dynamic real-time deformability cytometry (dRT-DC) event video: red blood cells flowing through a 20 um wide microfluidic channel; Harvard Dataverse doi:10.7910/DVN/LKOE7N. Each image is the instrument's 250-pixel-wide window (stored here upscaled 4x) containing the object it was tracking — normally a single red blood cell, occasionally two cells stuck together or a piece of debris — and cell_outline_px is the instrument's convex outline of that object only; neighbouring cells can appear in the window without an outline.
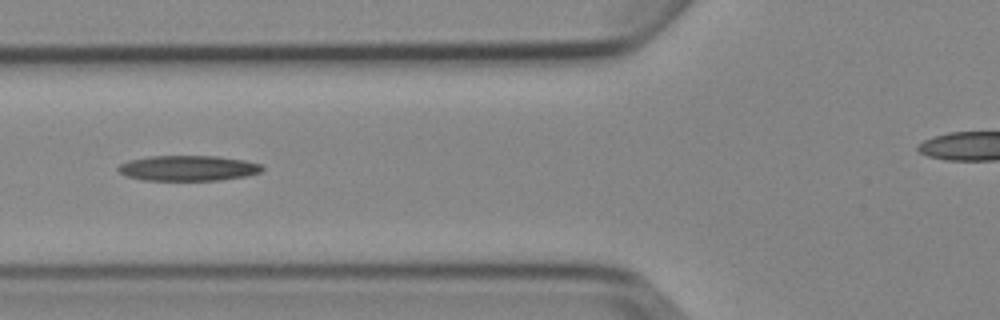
{"species": "Egyptian fruit bat (a non-hibernating species)", "species_latin": "Rousettus aegyptiacus", "temperature_condition": "cold", "stored_images_in_passage": 7, "camera_frame_rate_fps": 3000, "um_per_image_px": 0.085, "animal": {"sex": "female"}, "frame": {"image": 1, "passage_image": 4, "time_ms": 4.667, "image_size_px": [1000, 320], "cell_outline_px": [[264, 168], [260, 172], [248, 176], [220, 180], [140, 180], [128, 176], [120, 172], [116, 168], [120, 164], [128, 160], [152, 156], [216, 156], [244, 160], [260, 164]], "centroid_in_image_um": [15.99, 14.29], "position_along_channel_um": 109.8, "area_um2": 21.27}}
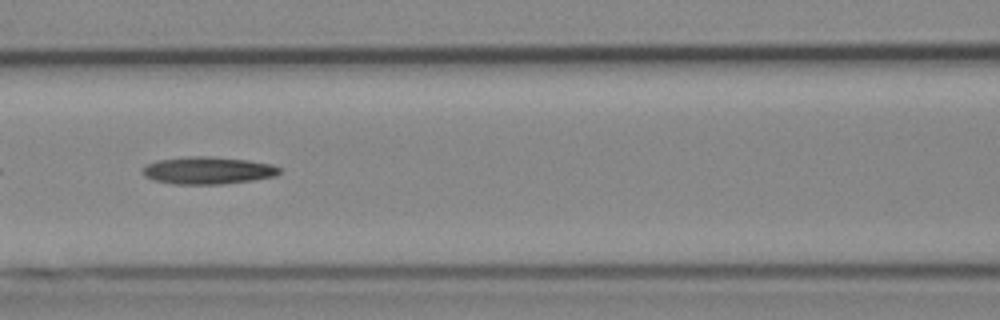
{"frame": {"image": 2, "passage_image": 5, "time_ms": 5.667, "image_size_px": [1000, 320], "cell_outline_px": [[280, 172], [276, 176], [252, 180], [220, 184], [172, 184], [152, 180], [144, 176], [140, 172], [148, 164], [156, 160], [188, 156], [212, 156], [248, 160], [272, 164], [280, 168]], "centroid_in_image_um": [17.64, 14.48], "position_along_channel_um": 149.0, "area_um2": 21.96}}
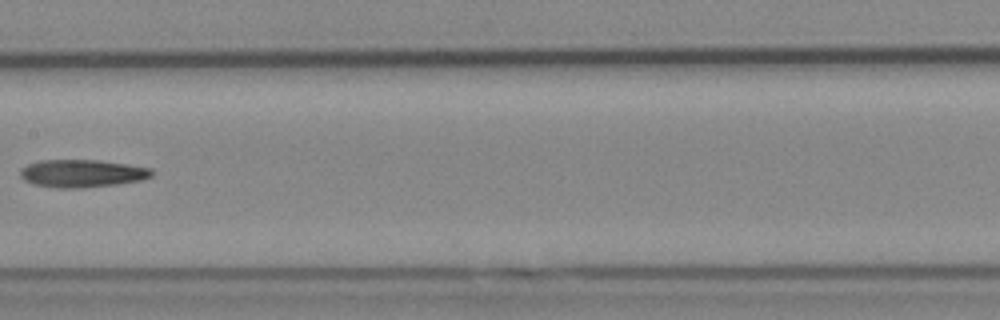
{"frame": {"image": 3, "passage_image": 6, "time_ms": 7.0, "image_size_px": [1000, 320], "cell_outline_px": [[152, 176], [144, 180], [116, 184], [80, 188], [56, 188], [32, 184], [24, 180], [20, 176], [20, 168], [28, 164], [40, 160], [96, 160], [152, 168]], "centroid_in_image_um": [6.94, 14.74], "position_along_channel_um": 200.5, "area_um2": 21.27}}